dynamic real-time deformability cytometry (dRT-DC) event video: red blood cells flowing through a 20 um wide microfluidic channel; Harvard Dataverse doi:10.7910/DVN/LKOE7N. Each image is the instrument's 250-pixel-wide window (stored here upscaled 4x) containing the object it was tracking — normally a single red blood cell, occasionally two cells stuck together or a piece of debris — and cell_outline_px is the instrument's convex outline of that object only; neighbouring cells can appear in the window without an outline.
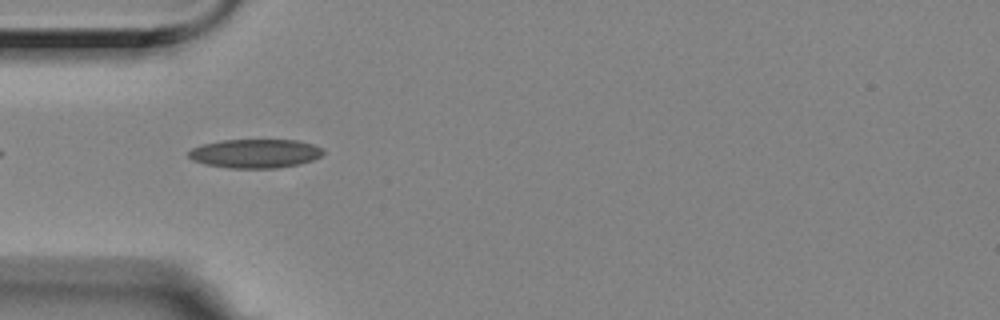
{"species": "Egyptian fruit bat (a non-hibernating species)", "species_latin": "Rousettus aegyptiacus", "temperature_condition": "room temperature", "stored_images_in_passage": 5, "camera_frame_rate_fps": 3000, "um_per_image_px": 0.085, "animal": {"sex": "female"}, "frame": {"image": 1, "passage_image": 4, "time_ms": 1.0, "image_size_px": [1000, 320], "cell_outline_px": [[324, 152], [320, 156], [312, 160], [300, 164], [276, 168], [228, 168], [204, 164], [192, 160], [188, 156], [188, 152], [192, 148], [200, 144], [220, 140], [296, 140], [312, 144], [320, 148]], "centroid_in_image_um": [21.64, 13.05], "position_along_channel_um": 63.4, "area_um2": 22.72}}
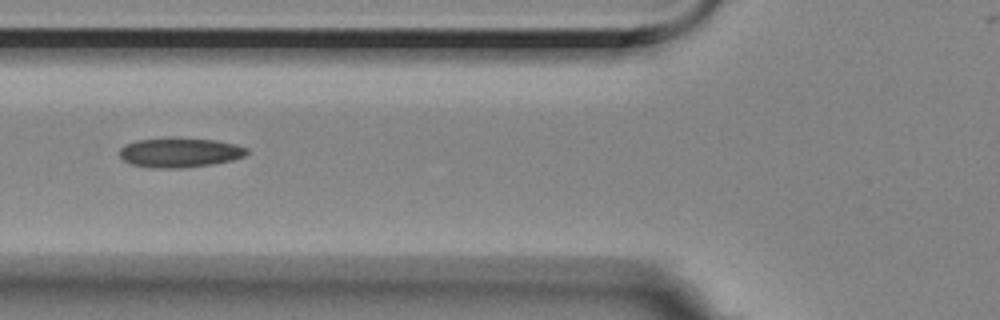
{"frame": {"image": 2, "passage_image": 5, "time_ms": 1.333, "image_size_px": [1000, 320], "cell_outline_px": [[248, 152], [244, 156], [232, 160], [212, 164], [184, 168], [152, 168], [132, 164], [124, 160], [120, 156], [120, 148], [124, 144], [136, 140], [172, 136], [216, 140], [236, 144], [248, 148]], "centroid_in_image_um": [15.27, 12.94], "position_along_channel_um": 110.5, "area_um2": 22.43}}